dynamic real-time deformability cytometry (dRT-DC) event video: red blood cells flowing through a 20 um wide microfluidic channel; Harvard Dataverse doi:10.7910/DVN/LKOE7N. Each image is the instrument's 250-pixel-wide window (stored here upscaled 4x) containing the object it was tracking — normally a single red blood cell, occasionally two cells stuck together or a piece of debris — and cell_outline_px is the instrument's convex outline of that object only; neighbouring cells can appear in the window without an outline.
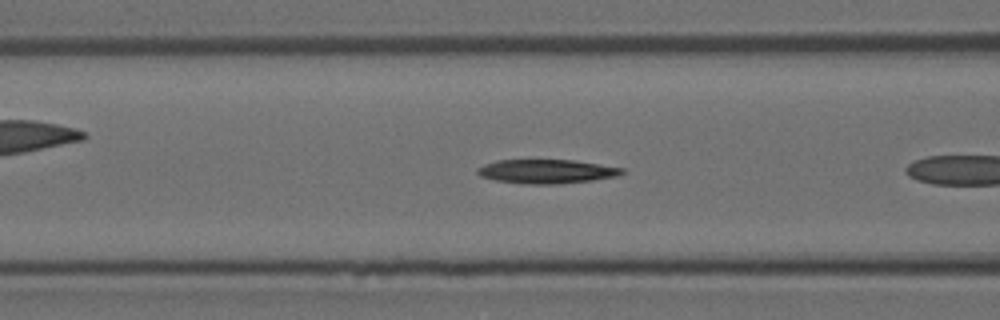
{"species": "Egyptian fruit bat (a non-hibernating species)", "species_latin": "Rousettus aegyptiacus", "temperature_condition": "room temperature", "stored_images_in_passage": 30, "camera_frame_rate_fps": 3000, "um_per_image_px": 0.085, "animal": {"sex": "female"}, "frame": {"image": 1, "passage_image": 5, "time_ms": 1.333, "image_size_px": [1000, 320], "cell_outline_px": [[624, 172], [616, 176], [592, 180], [560, 184], [524, 184], [496, 180], [480, 176], [476, 172], [476, 168], [484, 164], [496, 160], [572, 160], [624, 168]], "centroid_in_image_um": [46.41, 14.57], "position_along_channel_um": 120.2, "area_um2": 20.17}}